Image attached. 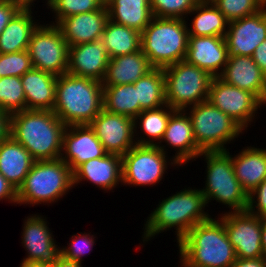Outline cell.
<instances>
[{
    "label": "cell",
    "mask_w": 266,
    "mask_h": 267,
    "mask_svg": "<svg viewBox=\"0 0 266 267\" xmlns=\"http://www.w3.org/2000/svg\"><path fill=\"white\" fill-rule=\"evenodd\" d=\"M0 110L9 115L26 110V99L21 77L0 78Z\"/></svg>",
    "instance_id": "35"
},
{
    "label": "cell",
    "mask_w": 266,
    "mask_h": 267,
    "mask_svg": "<svg viewBox=\"0 0 266 267\" xmlns=\"http://www.w3.org/2000/svg\"><path fill=\"white\" fill-rule=\"evenodd\" d=\"M85 180L106 192L113 190L122 183V156L107 153L82 163L73 171L74 187Z\"/></svg>",
    "instance_id": "22"
},
{
    "label": "cell",
    "mask_w": 266,
    "mask_h": 267,
    "mask_svg": "<svg viewBox=\"0 0 266 267\" xmlns=\"http://www.w3.org/2000/svg\"><path fill=\"white\" fill-rule=\"evenodd\" d=\"M113 0H100L101 4L104 6V7H107L111 4Z\"/></svg>",
    "instance_id": "51"
},
{
    "label": "cell",
    "mask_w": 266,
    "mask_h": 267,
    "mask_svg": "<svg viewBox=\"0 0 266 267\" xmlns=\"http://www.w3.org/2000/svg\"><path fill=\"white\" fill-rule=\"evenodd\" d=\"M230 267H266V259L264 257L254 259L237 258Z\"/></svg>",
    "instance_id": "45"
},
{
    "label": "cell",
    "mask_w": 266,
    "mask_h": 267,
    "mask_svg": "<svg viewBox=\"0 0 266 267\" xmlns=\"http://www.w3.org/2000/svg\"><path fill=\"white\" fill-rule=\"evenodd\" d=\"M246 211L260 218L266 217V179L248 195Z\"/></svg>",
    "instance_id": "41"
},
{
    "label": "cell",
    "mask_w": 266,
    "mask_h": 267,
    "mask_svg": "<svg viewBox=\"0 0 266 267\" xmlns=\"http://www.w3.org/2000/svg\"><path fill=\"white\" fill-rule=\"evenodd\" d=\"M201 156L207 163L206 183L201 189L206 203L216 200L228 206L231 213L246 211L248 195L235 176L229 150L202 151L197 158Z\"/></svg>",
    "instance_id": "7"
},
{
    "label": "cell",
    "mask_w": 266,
    "mask_h": 267,
    "mask_svg": "<svg viewBox=\"0 0 266 267\" xmlns=\"http://www.w3.org/2000/svg\"><path fill=\"white\" fill-rule=\"evenodd\" d=\"M252 58L257 66L266 75V39L257 46Z\"/></svg>",
    "instance_id": "44"
},
{
    "label": "cell",
    "mask_w": 266,
    "mask_h": 267,
    "mask_svg": "<svg viewBox=\"0 0 266 267\" xmlns=\"http://www.w3.org/2000/svg\"><path fill=\"white\" fill-rule=\"evenodd\" d=\"M20 9L21 7L11 0H0V34Z\"/></svg>",
    "instance_id": "42"
},
{
    "label": "cell",
    "mask_w": 266,
    "mask_h": 267,
    "mask_svg": "<svg viewBox=\"0 0 266 267\" xmlns=\"http://www.w3.org/2000/svg\"><path fill=\"white\" fill-rule=\"evenodd\" d=\"M35 160L10 135L0 143V173L16 190L23 184Z\"/></svg>",
    "instance_id": "26"
},
{
    "label": "cell",
    "mask_w": 266,
    "mask_h": 267,
    "mask_svg": "<svg viewBox=\"0 0 266 267\" xmlns=\"http://www.w3.org/2000/svg\"><path fill=\"white\" fill-rule=\"evenodd\" d=\"M102 7L100 0H50L47 8L52 9L55 14V22L51 21V24L57 25L66 17L92 12Z\"/></svg>",
    "instance_id": "36"
},
{
    "label": "cell",
    "mask_w": 266,
    "mask_h": 267,
    "mask_svg": "<svg viewBox=\"0 0 266 267\" xmlns=\"http://www.w3.org/2000/svg\"><path fill=\"white\" fill-rule=\"evenodd\" d=\"M106 154L105 148L89 124L66 126L60 158L72 171L82 163Z\"/></svg>",
    "instance_id": "17"
},
{
    "label": "cell",
    "mask_w": 266,
    "mask_h": 267,
    "mask_svg": "<svg viewBox=\"0 0 266 267\" xmlns=\"http://www.w3.org/2000/svg\"><path fill=\"white\" fill-rule=\"evenodd\" d=\"M141 112L166 105L165 78L161 68H153L135 83Z\"/></svg>",
    "instance_id": "34"
},
{
    "label": "cell",
    "mask_w": 266,
    "mask_h": 267,
    "mask_svg": "<svg viewBox=\"0 0 266 267\" xmlns=\"http://www.w3.org/2000/svg\"><path fill=\"white\" fill-rule=\"evenodd\" d=\"M10 115L0 110V143L9 136Z\"/></svg>",
    "instance_id": "46"
},
{
    "label": "cell",
    "mask_w": 266,
    "mask_h": 267,
    "mask_svg": "<svg viewBox=\"0 0 266 267\" xmlns=\"http://www.w3.org/2000/svg\"><path fill=\"white\" fill-rule=\"evenodd\" d=\"M101 40L106 46L109 59L132 54L141 49V33L133 28L108 19Z\"/></svg>",
    "instance_id": "32"
},
{
    "label": "cell",
    "mask_w": 266,
    "mask_h": 267,
    "mask_svg": "<svg viewBox=\"0 0 266 267\" xmlns=\"http://www.w3.org/2000/svg\"><path fill=\"white\" fill-rule=\"evenodd\" d=\"M107 10L109 20L140 33L153 18L150 0H113Z\"/></svg>",
    "instance_id": "29"
},
{
    "label": "cell",
    "mask_w": 266,
    "mask_h": 267,
    "mask_svg": "<svg viewBox=\"0 0 266 267\" xmlns=\"http://www.w3.org/2000/svg\"><path fill=\"white\" fill-rule=\"evenodd\" d=\"M187 110H190L188 116L196 144L202 151H226L228 149L225 145L244 132L236 121L208 100L185 109Z\"/></svg>",
    "instance_id": "9"
},
{
    "label": "cell",
    "mask_w": 266,
    "mask_h": 267,
    "mask_svg": "<svg viewBox=\"0 0 266 267\" xmlns=\"http://www.w3.org/2000/svg\"><path fill=\"white\" fill-rule=\"evenodd\" d=\"M166 104L185 110L207 101L212 76L186 60L163 68Z\"/></svg>",
    "instance_id": "8"
},
{
    "label": "cell",
    "mask_w": 266,
    "mask_h": 267,
    "mask_svg": "<svg viewBox=\"0 0 266 267\" xmlns=\"http://www.w3.org/2000/svg\"><path fill=\"white\" fill-rule=\"evenodd\" d=\"M153 69L142 49L109 59L103 86L133 84Z\"/></svg>",
    "instance_id": "25"
},
{
    "label": "cell",
    "mask_w": 266,
    "mask_h": 267,
    "mask_svg": "<svg viewBox=\"0 0 266 267\" xmlns=\"http://www.w3.org/2000/svg\"><path fill=\"white\" fill-rule=\"evenodd\" d=\"M232 165L242 189L249 195L266 179V149L245 147L232 155Z\"/></svg>",
    "instance_id": "27"
},
{
    "label": "cell",
    "mask_w": 266,
    "mask_h": 267,
    "mask_svg": "<svg viewBox=\"0 0 266 267\" xmlns=\"http://www.w3.org/2000/svg\"><path fill=\"white\" fill-rule=\"evenodd\" d=\"M202 2H206V3H213L215 0H200Z\"/></svg>",
    "instance_id": "52"
},
{
    "label": "cell",
    "mask_w": 266,
    "mask_h": 267,
    "mask_svg": "<svg viewBox=\"0 0 266 267\" xmlns=\"http://www.w3.org/2000/svg\"><path fill=\"white\" fill-rule=\"evenodd\" d=\"M218 218L223 222L229 241L237 258L263 257L261 245V218L243 212H226Z\"/></svg>",
    "instance_id": "13"
},
{
    "label": "cell",
    "mask_w": 266,
    "mask_h": 267,
    "mask_svg": "<svg viewBox=\"0 0 266 267\" xmlns=\"http://www.w3.org/2000/svg\"><path fill=\"white\" fill-rule=\"evenodd\" d=\"M261 245L263 257L266 259V217L261 218Z\"/></svg>",
    "instance_id": "48"
},
{
    "label": "cell",
    "mask_w": 266,
    "mask_h": 267,
    "mask_svg": "<svg viewBox=\"0 0 266 267\" xmlns=\"http://www.w3.org/2000/svg\"><path fill=\"white\" fill-rule=\"evenodd\" d=\"M103 108L135 119L141 112L135 85L103 86Z\"/></svg>",
    "instance_id": "33"
},
{
    "label": "cell",
    "mask_w": 266,
    "mask_h": 267,
    "mask_svg": "<svg viewBox=\"0 0 266 267\" xmlns=\"http://www.w3.org/2000/svg\"><path fill=\"white\" fill-rule=\"evenodd\" d=\"M165 147L166 145L163 144L162 146L161 144H135L122 156V185H131L135 188L155 185L164 178L163 175L169 164L178 167L179 164L174 158L168 160L166 155L168 152Z\"/></svg>",
    "instance_id": "10"
},
{
    "label": "cell",
    "mask_w": 266,
    "mask_h": 267,
    "mask_svg": "<svg viewBox=\"0 0 266 267\" xmlns=\"http://www.w3.org/2000/svg\"><path fill=\"white\" fill-rule=\"evenodd\" d=\"M206 206L208 207L202 191L191 187L162 199L144 224L143 242L174 228L178 243L196 224L211 218L204 211Z\"/></svg>",
    "instance_id": "2"
},
{
    "label": "cell",
    "mask_w": 266,
    "mask_h": 267,
    "mask_svg": "<svg viewBox=\"0 0 266 267\" xmlns=\"http://www.w3.org/2000/svg\"><path fill=\"white\" fill-rule=\"evenodd\" d=\"M27 110L53 111L56 100L57 76L32 68L21 76Z\"/></svg>",
    "instance_id": "24"
},
{
    "label": "cell",
    "mask_w": 266,
    "mask_h": 267,
    "mask_svg": "<svg viewBox=\"0 0 266 267\" xmlns=\"http://www.w3.org/2000/svg\"><path fill=\"white\" fill-rule=\"evenodd\" d=\"M185 60L218 77L228 62V47L225 37L188 36Z\"/></svg>",
    "instance_id": "18"
},
{
    "label": "cell",
    "mask_w": 266,
    "mask_h": 267,
    "mask_svg": "<svg viewBox=\"0 0 266 267\" xmlns=\"http://www.w3.org/2000/svg\"><path fill=\"white\" fill-rule=\"evenodd\" d=\"M107 7L62 19L57 26L69 46L101 40L108 21Z\"/></svg>",
    "instance_id": "23"
},
{
    "label": "cell",
    "mask_w": 266,
    "mask_h": 267,
    "mask_svg": "<svg viewBox=\"0 0 266 267\" xmlns=\"http://www.w3.org/2000/svg\"><path fill=\"white\" fill-rule=\"evenodd\" d=\"M207 100L230 116L244 130L251 125L256 111L263 105L251 92L229 85L218 77L212 78Z\"/></svg>",
    "instance_id": "12"
},
{
    "label": "cell",
    "mask_w": 266,
    "mask_h": 267,
    "mask_svg": "<svg viewBox=\"0 0 266 267\" xmlns=\"http://www.w3.org/2000/svg\"><path fill=\"white\" fill-rule=\"evenodd\" d=\"M175 149L173 157L179 166L187 164L192 159L195 160L202 152L197 146L193 134L192 122L185 110H175L167 123L166 131L161 140V144Z\"/></svg>",
    "instance_id": "21"
},
{
    "label": "cell",
    "mask_w": 266,
    "mask_h": 267,
    "mask_svg": "<svg viewBox=\"0 0 266 267\" xmlns=\"http://www.w3.org/2000/svg\"><path fill=\"white\" fill-rule=\"evenodd\" d=\"M213 4L228 22L256 14L266 6L262 0H215Z\"/></svg>",
    "instance_id": "37"
},
{
    "label": "cell",
    "mask_w": 266,
    "mask_h": 267,
    "mask_svg": "<svg viewBox=\"0 0 266 267\" xmlns=\"http://www.w3.org/2000/svg\"><path fill=\"white\" fill-rule=\"evenodd\" d=\"M174 111L175 109H172L166 104L154 110H144L140 112L134 119V135L136 136V144L160 145L166 131L168 120ZM137 127L140 128V133H143L144 136L141 135L137 138V136H139L137 135L139 134V132L137 133Z\"/></svg>",
    "instance_id": "30"
},
{
    "label": "cell",
    "mask_w": 266,
    "mask_h": 267,
    "mask_svg": "<svg viewBox=\"0 0 266 267\" xmlns=\"http://www.w3.org/2000/svg\"><path fill=\"white\" fill-rule=\"evenodd\" d=\"M109 55L102 40L69 46L67 73L103 81Z\"/></svg>",
    "instance_id": "19"
},
{
    "label": "cell",
    "mask_w": 266,
    "mask_h": 267,
    "mask_svg": "<svg viewBox=\"0 0 266 267\" xmlns=\"http://www.w3.org/2000/svg\"><path fill=\"white\" fill-rule=\"evenodd\" d=\"M11 1L15 2L21 8H32L36 0H11Z\"/></svg>",
    "instance_id": "49"
},
{
    "label": "cell",
    "mask_w": 266,
    "mask_h": 267,
    "mask_svg": "<svg viewBox=\"0 0 266 267\" xmlns=\"http://www.w3.org/2000/svg\"><path fill=\"white\" fill-rule=\"evenodd\" d=\"M102 109V82L69 73L57 76L53 112L66 126L90 124Z\"/></svg>",
    "instance_id": "4"
},
{
    "label": "cell",
    "mask_w": 266,
    "mask_h": 267,
    "mask_svg": "<svg viewBox=\"0 0 266 267\" xmlns=\"http://www.w3.org/2000/svg\"><path fill=\"white\" fill-rule=\"evenodd\" d=\"M33 68L56 76L68 70L69 45L55 24L38 25L27 49Z\"/></svg>",
    "instance_id": "11"
},
{
    "label": "cell",
    "mask_w": 266,
    "mask_h": 267,
    "mask_svg": "<svg viewBox=\"0 0 266 267\" xmlns=\"http://www.w3.org/2000/svg\"><path fill=\"white\" fill-rule=\"evenodd\" d=\"M20 267H50V266L45 265V264H38L36 262H23L22 261Z\"/></svg>",
    "instance_id": "50"
},
{
    "label": "cell",
    "mask_w": 266,
    "mask_h": 267,
    "mask_svg": "<svg viewBox=\"0 0 266 267\" xmlns=\"http://www.w3.org/2000/svg\"><path fill=\"white\" fill-rule=\"evenodd\" d=\"M32 8H21L0 34V54L28 49L31 35L40 24L32 16Z\"/></svg>",
    "instance_id": "28"
},
{
    "label": "cell",
    "mask_w": 266,
    "mask_h": 267,
    "mask_svg": "<svg viewBox=\"0 0 266 267\" xmlns=\"http://www.w3.org/2000/svg\"><path fill=\"white\" fill-rule=\"evenodd\" d=\"M108 154L123 156L135 144L134 119L104 108L89 124Z\"/></svg>",
    "instance_id": "14"
},
{
    "label": "cell",
    "mask_w": 266,
    "mask_h": 267,
    "mask_svg": "<svg viewBox=\"0 0 266 267\" xmlns=\"http://www.w3.org/2000/svg\"><path fill=\"white\" fill-rule=\"evenodd\" d=\"M200 0H150L153 16L185 19ZM187 15V16H186Z\"/></svg>",
    "instance_id": "38"
},
{
    "label": "cell",
    "mask_w": 266,
    "mask_h": 267,
    "mask_svg": "<svg viewBox=\"0 0 266 267\" xmlns=\"http://www.w3.org/2000/svg\"><path fill=\"white\" fill-rule=\"evenodd\" d=\"M73 187V171L61 158L35 161L17 190V204H51Z\"/></svg>",
    "instance_id": "6"
},
{
    "label": "cell",
    "mask_w": 266,
    "mask_h": 267,
    "mask_svg": "<svg viewBox=\"0 0 266 267\" xmlns=\"http://www.w3.org/2000/svg\"><path fill=\"white\" fill-rule=\"evenodd\" d=\"M215 219L196 224L178 242L182 267H230L236 261L224 224Z\"/></svg>",
    "instance_id": "3"
},
{
    "label": "cell",
    "mask_w": 266,
    "mask_h": 267,
    "mask_svg": "<svg viewBox=\"0 0 266 267\" xmlns=\"http://www.w3.org/2000/svg\"><path fill=\"white\" fill-rule=\"evenodd\" d=\"M23 224L22 246L27 251L23 262H36L52 266L61 256V248L56 245L54 236L47 224L46 217L32 214Z\"/></svg>",
    "instance_id": "15"
},
{
    "label": "cell",
    "mask_w": 266,
    "mask_h": 267,
    "mask_svg": "<svg viewBox=\"0 0 266 267\" xmlns=\"http://www.w3.org/2000/svg\"><path fill=\"white\" fill-rule=\"evenodd\" d=\"M192 14L189 36H226L229 22L213 3L199 1L188 15Z\"/></svg>",
    "instance_id": "31"
},
{
    "label": "cell",
    "mask_w": 266,
    "mask_h": 267,
    "mask_svg": "<svg viewBox=\"0 0 266 267\" xmlns=\"http://www.w3.org/2000/svg\"><path fill=\"white\" fill-rule=\"evenodd\" d=\"M6 200L9 203L17 204V190L0 173V201Z\"/></svg>",
    "instance_id": "43"
},
{
    "label": "cell",
    "mask_w": 266,
    "mask_h": 267,
    "mask_svg": "<svg viewBox=\"0 0 266 267\" xmlns=\"http://www.w3.org/2000/svg\"><path fill=\"white\" fill-rule=\"evenodd\" d=\"M70 239L68 246L61 248V255L66 259L73 260L78 263L82 262V257L92 251L95 244L94 235L91 233H77Z\"/></svg>",
    "instance_id": "40"
},
{
    "label": "cell",
    "mask_w": 266,
    "mask_h": 267,
    "mask_svg": "<svg viewBox=\"0 0 266 267\" xmlns=\"http://www.w3.org/2000/svg\"><path fill=\"white\" fill-rule=\"evenodd\" d=\"M32 68L31 58L27 50L0 54V78L21 77Z\"/></svg>",
    "instance_id": "39"
},
{
    "label": "cell",
    "mask_w": 266,
    "mask_h": 267,
    "mask_svg": "<svg viewBox=\"0 0 266 267\" xmlns=\"http://www.w3.org/2000/svg\"><path fill=\"white\" fill-rule=\"evenodd\" d=\"M218 78L229 85L251 92L263 105L266 104V75L252 57H228V62Z\"/></svg>",
    "instance_id": "20"
},
{
    "label": "cell",
    "mask_w": 266,
    "mask_h": 267,
    "mask_svg": "<svg viewBox=\"0 0 266 267\" xmlns=\"http://www.w3.org/2000/svg\"><path fill=\"white\" fill-rule=\"evenodd\" d=\"M66 125L49 110H23L10 115L9 135L35 161L60 159Z\"/></svg>",
    "instance_id": "1"
},
{
    "label": "cell",
    "mask_w": 266,
    "mask_h": 267,
    "mask_svg": "<svg viewBox=\"0 0 266 267\" xmlns=\"http://www.w3.org/2000/svg\"><path fill=\"white\" fill-rule=\"evenodd\" d=\"M50 267H82L81 263L66 259L62 255Z\"/></svg>",
    "instance_id": "47"
},
{
    "label": "cell",
    "mask_w": 266,
    "mask_h": 267,
    "mask_svg": "<svg viewBox=\"0 0 266 267\" xmlns=\"http://www.w3.org/2000/svg\"><path fill=\"white\" fill-rule=\"evenodd\" d=\"M266 39V6L258 13L228 23V57L250 56Z\"/></svg>",
    "instance_id": "16"
},
{
    "label": "cell",
    "mask_w": 266,
    "mask_h": 267,
    "mask_svg": "<svg viewBox=\"0 0 266 267\" xmlns=\"http://www.w3.org/2000/svg\"><path fill=\"white\" fill-rule=\"evenodd\" d=\"M188 23L185 19H151L141 32V49L153 68L167 66L183 61L188 48Z\"/></svg>",
    "instance_id": "5"
}]
</instances>
